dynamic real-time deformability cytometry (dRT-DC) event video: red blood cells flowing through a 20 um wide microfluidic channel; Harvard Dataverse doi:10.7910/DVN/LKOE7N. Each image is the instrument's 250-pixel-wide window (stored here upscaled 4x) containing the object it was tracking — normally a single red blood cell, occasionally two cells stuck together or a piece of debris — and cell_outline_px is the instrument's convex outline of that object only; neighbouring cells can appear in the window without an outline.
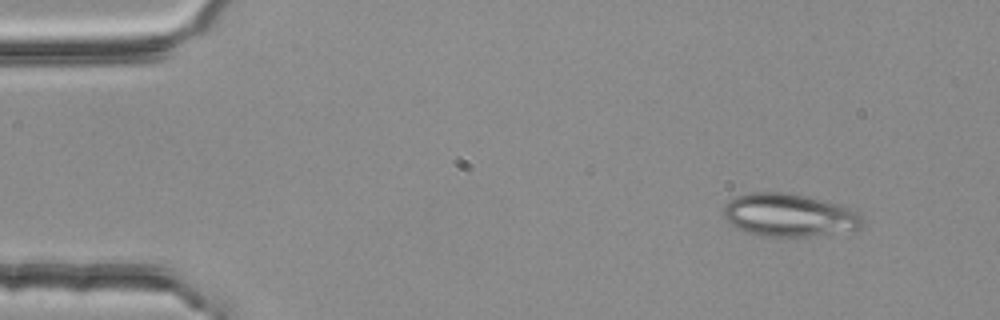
{"species": "common noctule bat (a hibernating species)", "species_latin": "Nyctalus noctula", "temperature_condition": "room temperature", "stored_images_in_passage": 3, "camera_frame_rate_fps": 3000, "um_per_image_px": 0.085, "animal": {"sex": "female", "body_mass_g": 25.1}, "frame": {"image": 1, "passage_image": 1, "time_ms": 0.0, "image_size_px": [1000, 320], "cell_outline_px": [[864, 224], [860, 228], [808, 236], [760, 236], [748, 232], [732, 224], [724, 216], [724, 208], [728, 200], [736, 196], [748, 192], [788, 192], [824, 200], [840, 204], [852, 208], [864, 220]], "centroid_in_image_um": [67.08, 18.26], "position_along_channel_um": 17.9, "area_um2": 34.51}}